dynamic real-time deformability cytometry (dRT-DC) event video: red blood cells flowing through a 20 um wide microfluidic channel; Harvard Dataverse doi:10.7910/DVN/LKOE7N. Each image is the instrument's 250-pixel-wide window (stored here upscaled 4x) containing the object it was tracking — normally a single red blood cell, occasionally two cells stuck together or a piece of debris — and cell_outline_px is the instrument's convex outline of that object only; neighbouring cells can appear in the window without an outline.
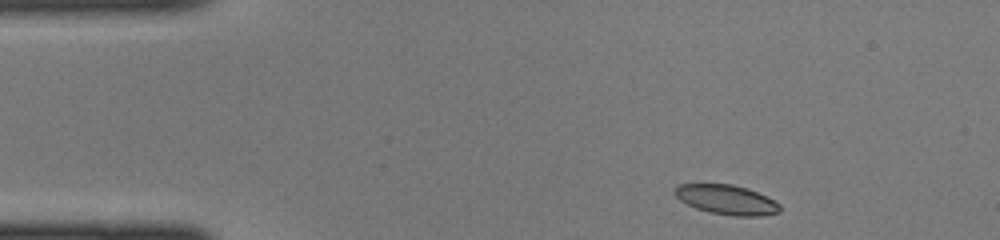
{"species": "common noctule bat (a hibernating species)", "species_latin": "Nyctalus noctula", "temperature_condition": "cold", "stored_images_in_passage": 39, "camera_frame_rate_fps": 3000, "um_per_image_px": 0.085, "animal": {"sex": "female", "body_mass_g": 22.0, "forearm_length_mm": 56.7}, "frame": {"image": 1, "passage_image": 1, "time_ms": 0.0, "image_size_px": [1000, 240], "cell_outline_px": [[780, 212], [760, 216], [732, 216], [708, 212], [696, 208], [680, 200], [672, 192], [672, 188], [676, 184], [732, 184], [748, 188], [768, 196], [780, 204]], "centroid_in_image_um": [61.75, 16.96], "position_along_channel_um": 23.3, "area_um2": 18.44}}
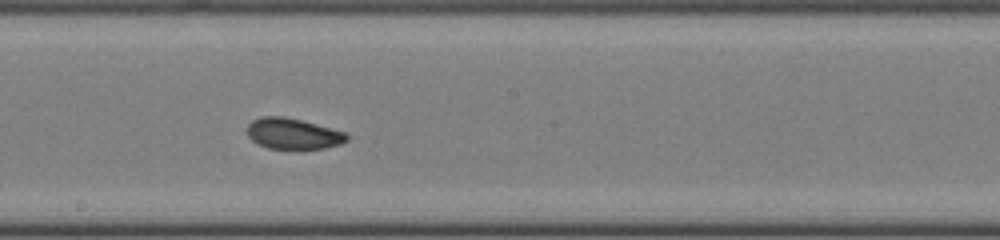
{"frame": {"image": 2, "passage_image": 19, "time_ms": 6.0, "image_size_px": [1000, 240], "cell_outline_px": [[348, 140], [340, 144], [324, 148], [300, 152], [268, 148], [256, 144], [248, 136], [248, 124], [252, 120], [260, 116], [284, 116], [300, 120], [344, 132], [348, 136]], "centroid_in_image_um": [24.88, 11.41], "position_along_channel_um": 223.3, "area_um2": 18.5}}
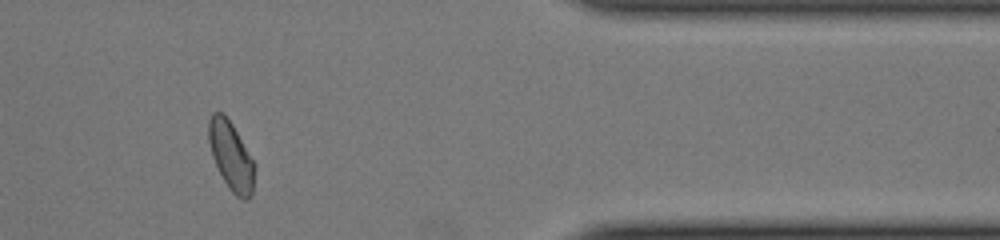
{"frame": {"image": 3, "passage_image": 32, "time_ms": 10.333, "image_size_px": [1000, 240], "cell_outline_px": [[256, 168], [252, 196], [248, 200], [244, 200], [236, 196], [228, 188], [212, 156], [208, 140], [208, 120], [212, 112], [224, 112], [232, 124], [256, 164]], "centroid_in_image_um": [19.66, 13.26], "position_along_channel_um": 391.7, "area_um2": 18.61}}